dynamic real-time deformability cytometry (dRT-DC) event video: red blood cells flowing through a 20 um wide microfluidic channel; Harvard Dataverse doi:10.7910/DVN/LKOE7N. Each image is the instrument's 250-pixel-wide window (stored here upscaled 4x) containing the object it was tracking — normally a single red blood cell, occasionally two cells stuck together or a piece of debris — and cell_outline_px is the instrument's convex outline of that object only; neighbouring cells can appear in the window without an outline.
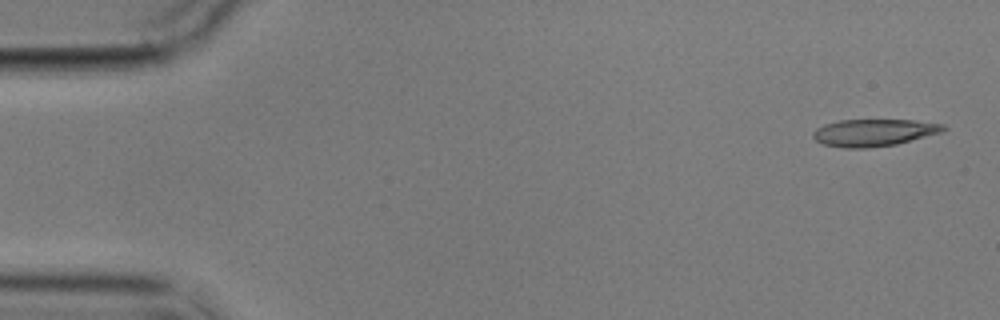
{"species": "common noctule bat (a hibernating species)", "species_latin": "Nyctalus noctula", "temperature_condition": "cold", "stored_images_in_passage": 12, "camera_frame_rate_fps": 3000, "um_per_image_px": 0.085, "animal": {"sex": "male", "body_mass_g": 17.9}, "frame": {"image": 1, "passage_image": 1, "time_ms": 0.0, "image_size_px": [1000, 320], "cell_outline_px": [[948, 128], [940, 132], [896, 144], [868, 148], [840, 148], [824, 144], [816, 140], [812, 136], [812, 132], [816, 128], [824, 124], [840, 120], [912, 120], [944, 124]], "centroid_in_image_um": [74.23, 11.27], "position_along_channel_um": 10.8, "area_um2": 20.52}}
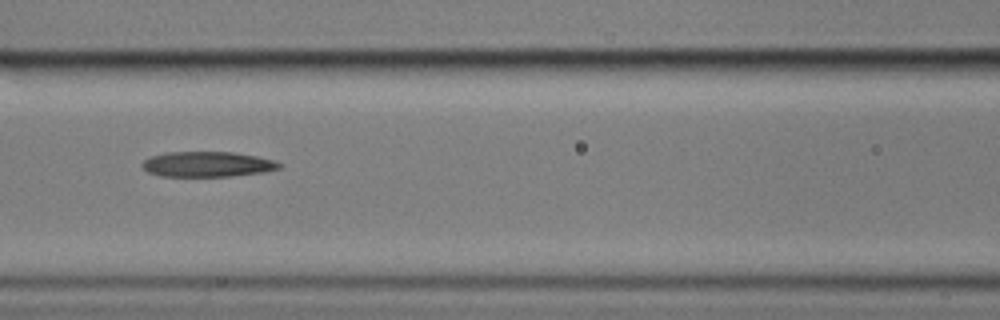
{"frame": {"image": 2, "passage_image": 6, "time_ms": 7.333, "image_size_px": [1000, 320], "cell_outline_px": [[284, 164], [280, 168], [264, 172], [232, 176], [160, 176], [148, 172], [140, 164], [144, 160], [152, 156], [164, 152], [232, 152], [256, 156], [276, 160]], "centroid_in_image_um": [17.66, 13.96], "position_along_channel_um": 148.9, "area_um2": 20.29}}
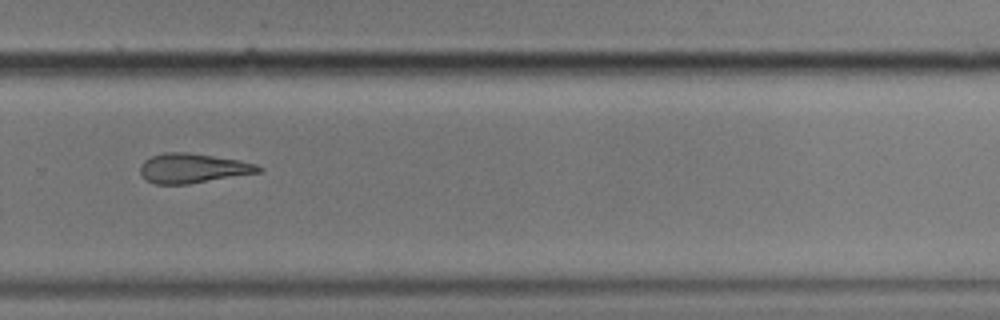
{"frame": {"image": 3, "passage_image": 10, "time_ms": 12.0, "image_size_px": [1000, 320], "cell_outline_px": [[264, 172], [188, 184], [156, 184], [144, 180], [140, 176], [140, 164], [144, 160], [152, 156], [164, 152], [188, 152], [240, 160], [256, 164], [264, 168]], "centroid_in_image_um": [16.4, 14.3], "position_along_channel_um": 313.4, "area_um2": 20.75}, "authors_computed_cell_mechanics": {"area_um2": 20.9525, "velocity_mm_per_s": 3.5395, "shape_relaxation_time_tau1_ms": null, "shape_relaxation_time_tau2_ms": 6.078, "deformation_change_tau1": null, "deformation_change_tau2": 0.1868}}